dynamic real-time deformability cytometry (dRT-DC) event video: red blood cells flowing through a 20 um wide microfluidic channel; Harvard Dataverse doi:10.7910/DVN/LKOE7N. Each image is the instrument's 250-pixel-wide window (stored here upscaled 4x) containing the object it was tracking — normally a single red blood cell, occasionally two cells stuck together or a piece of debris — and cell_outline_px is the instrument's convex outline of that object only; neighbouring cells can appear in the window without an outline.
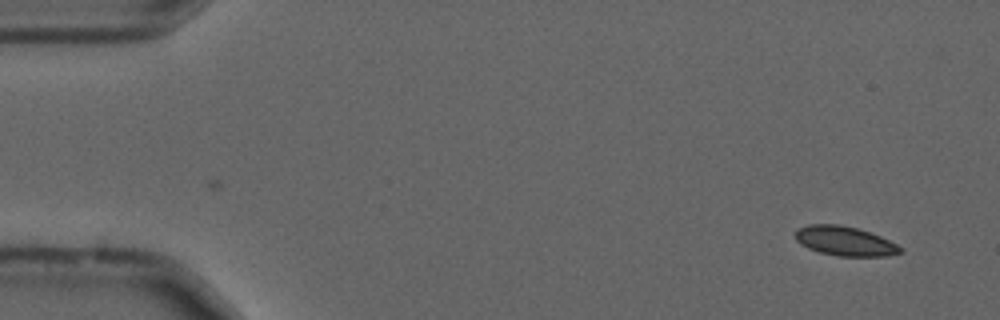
{"species": "common noctule bat (a hibernating species)", "species_latin": "Nyctalus noctula", "temperature_condition": "cold", "stored_images_in_passage": 16, "camera_frame_rate_fps": 3000, "um_per_image_px": 0.085, "animal": {"sex": "male", "forearm_length_mm": 52.5}, "frame": {"image": 1, "passage_image": 3, "time_ms": 0.667, "image_size_px": [1000, 320], "cell_outline_px": [[904, 252], [888, 256], [840, 256], [820, 252], [808, 248], [800, 244], [796, 240], [796, 228], [808, 224], [840, 224], [856, 228], [880, 236], [904, 248]], "centroid_in_image_um": [71.82, 20.49], "position_along_channel_um": 13.2, "area_um2": 18.03}}
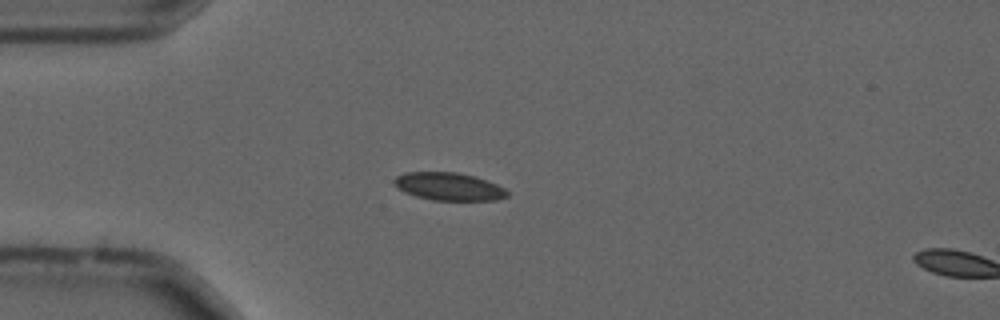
{"frame": {"image": 2, "passage_image": 14, "time_ms": 4.333, "image_size_px": [1000, 320], "cell_outline_px": [[508, 196], [496, 200], [432, 200], [416, 196], [404, 192], [396, 188], [392, 184], [392, 180], [396, 176], [404, 172], [456, 172], [476, 176], [496, 184], [504, 188], [508, 192]], "centroid_in_image_um": [38.1, 15.85], "position_along_channel_um": 46.9, "area_um2": 18.5}}